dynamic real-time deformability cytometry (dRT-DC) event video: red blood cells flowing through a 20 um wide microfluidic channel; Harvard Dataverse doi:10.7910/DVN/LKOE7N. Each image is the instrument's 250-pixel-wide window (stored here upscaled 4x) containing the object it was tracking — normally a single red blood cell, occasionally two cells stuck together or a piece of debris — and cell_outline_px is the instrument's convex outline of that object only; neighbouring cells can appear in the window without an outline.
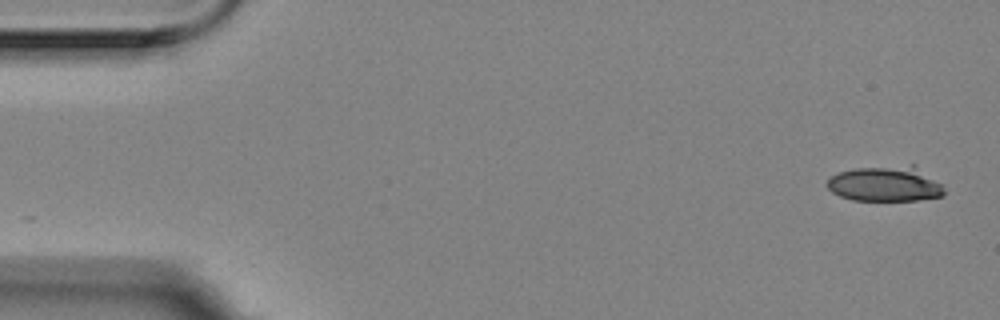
{"species": "Egyptian fruit bat (a non-hibernating species)", "species_latin": "Rousettus aegyptiacus", "temperature_condition": "room temperature", "stored_images_in_passage": 7, "camera_frame_rate_fps": 3000, "um_per_image_px": 0.085, "animal": {"sex": "female"}, "frame": {"image": 1, "passage_image": 1, "time_ms": 0.0, "image_size_px": [1000, 320], "cell_outline_px": [[944, 196], [920, 200], [852, 200], [840, 196], [832, 192], [824, 184], [836, 172], [852, 168], [912, 164], [916, 164], [940, 184], [944, 188]], "centroid_in_image_um": [75.24, 15.61], "position_along_channel_um": 9.8, "area_um2": 24.51}}